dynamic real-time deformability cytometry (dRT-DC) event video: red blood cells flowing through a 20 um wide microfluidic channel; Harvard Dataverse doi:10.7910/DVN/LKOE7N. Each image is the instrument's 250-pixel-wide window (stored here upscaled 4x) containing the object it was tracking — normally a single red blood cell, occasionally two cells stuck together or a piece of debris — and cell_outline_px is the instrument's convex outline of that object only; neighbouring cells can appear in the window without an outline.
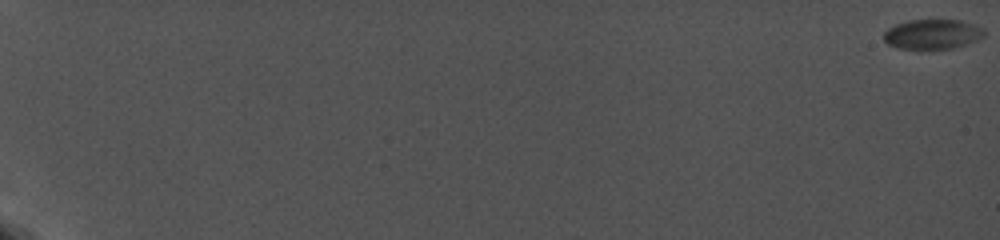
{"species": "common noctule bat (a hibernating species)", "species_latin": "Nyctalus noctula", "temperature_condition": "cold", "stored_images_in_passage": 115, "camera_frame_rate_fps": 5000, "um_per_image_px": 0.085, "animal": {"sex": "female", "body_mass_g": 19.0, "forearm_length_mm": 56.7}, "frame": {"image": 1, "passage_image": 1, "time_ms": 0.0, "image_size_px": [1000, 240], "cell_outline_px": [[984, 36], [968, 44], [956, 48], [932, 52], [916, 52], [896, 48], [888, 44], [884, 40], [884, 32], [888, 28], [896, 24], [908, 20], [960, 20], [984, 28]], "centroid_in_image_um": [79.22, 2.98], "position_along_channel_um": 5.8, "area_um2": 18.44}}
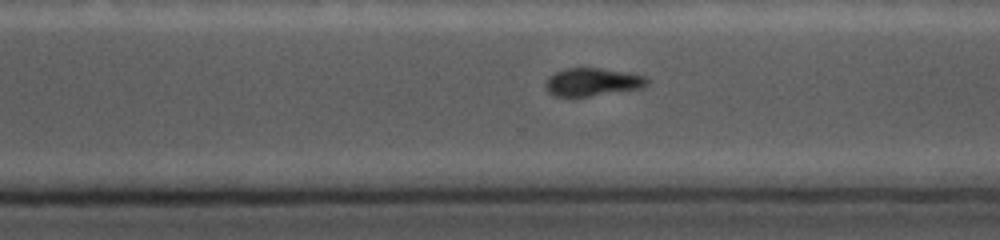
{"frame": {"image": 2, "passage_image": 94, "time_ms": 15.4, "image_size_px": [1000, 240], "cell_outline_px": [[648, 84], [644, 88], [588, 96], [556, 96], [548, 92], [544, 88], [544, 84], [548, 76], [564, 68], [600, 68], [628, 72], [648, 76]], "centroid_in_image_um": [50.37, 6.96], "position_along_channel_um": 320.2, "area_um2": 16.76}}
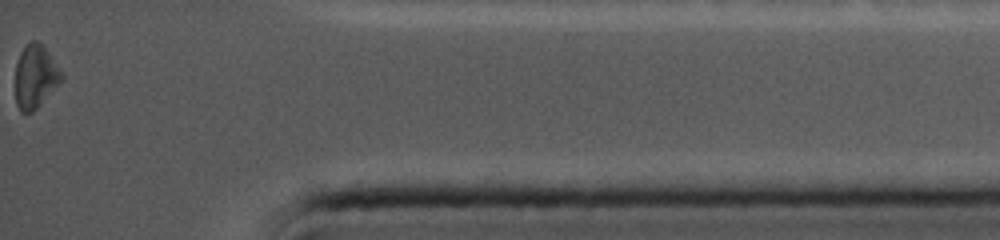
{"frame": {"image": 3, "passage_image": 115, "time_ms": 18.8, "image_size_px": [1000, 240], "cell_outline_px": [[64, 76], [36, 108], [32, 112], [20, 112], [16, 104], [16, 64], [20, 52], [32, 40], [36, 40], [48, 52], [64, 72]], "centroid_in_image_um": [3.0, 6.49], "position_along_channel_um": 432.2, "area_um2": 16.65}}